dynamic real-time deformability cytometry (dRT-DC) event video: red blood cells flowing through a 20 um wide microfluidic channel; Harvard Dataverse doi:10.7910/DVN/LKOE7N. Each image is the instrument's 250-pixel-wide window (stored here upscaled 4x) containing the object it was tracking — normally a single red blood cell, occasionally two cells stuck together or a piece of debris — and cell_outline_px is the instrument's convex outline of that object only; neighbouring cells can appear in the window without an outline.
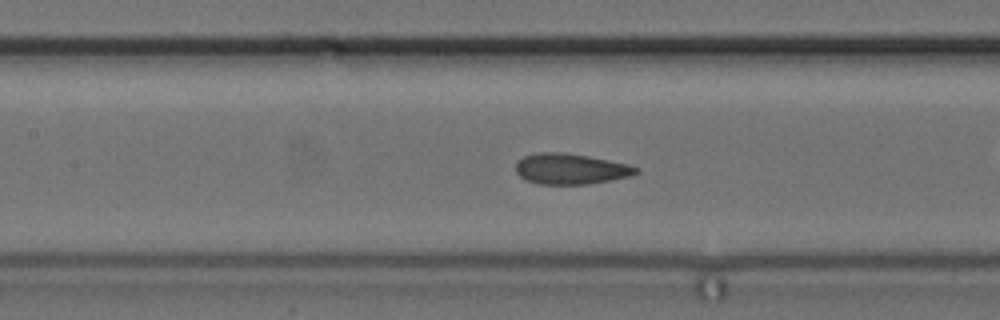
{"species": "common noctule bat (a hibernating species)", "species_latin": "Nyctalus noctula", "temperature_condition": "cold", "stored_images_in_passage": 50, "camera_frame_rate_fps": 3000, "um_per_image_px": 0.085, "animal": {"sex": "female", "body_mass_g": 24.6, "forearm_length_mm": 56.2}, "frame": {"image": 1, "passage_image": 22, "time_ms": 7.0, "image_size_px": [1000, 320], "cell_outline_px": [[640, 172], [632, 176], [588, 184], [540, 184], [528, 180], [520, 176], [516, 172], [516, 160], [524, 156], [540, 152], [564, 152], [588, 156], [628, 164], [640, 168]], "centroid_in_image_um": [48.52, 14.35], "position_along_channel_um": 158.9, "area_um2": 21.56}}